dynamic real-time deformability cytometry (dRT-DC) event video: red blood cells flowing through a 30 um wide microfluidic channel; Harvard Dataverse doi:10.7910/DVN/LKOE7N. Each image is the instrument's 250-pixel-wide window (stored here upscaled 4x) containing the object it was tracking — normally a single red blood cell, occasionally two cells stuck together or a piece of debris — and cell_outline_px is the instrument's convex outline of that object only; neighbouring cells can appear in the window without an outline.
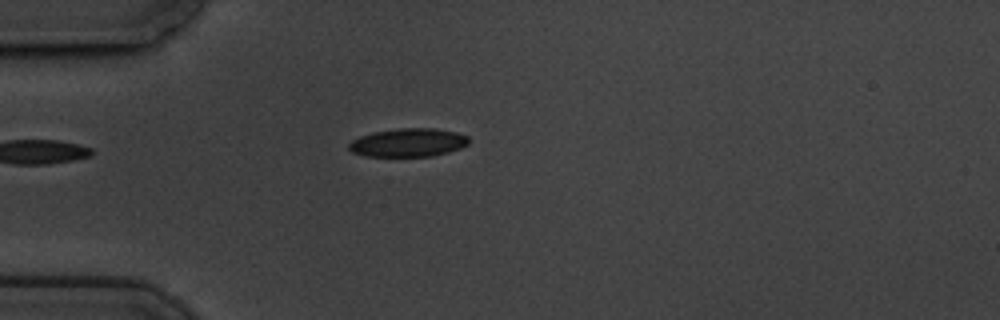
{"species": "common noctule bat (a hibernating species)", "species_latin": "Nyctalus noctula", "temperature_condition": "cold", "stored_images_in_passage": 44, "camera_frame_rate_fps": 3000, "um_per_image_px": 0.085, "animal": {"sex": "male", "body_mass_g": 19.5, "forearm_length_mm": 54.6}, "frame": {"image": 1, "passage_image": 1, "time_ms": 0.0, "image_size_px": [1000, 320], "cell_outline_px": [[468, 144], [460, 148], [448, 152], [432, 156], [364, 156], [352, 152], [348, 148], [348, 144], [352, 140], [360, 136], [372, 132], [400, 128], [432, 128], [456, 132], [468, 136]], "centroid_in_image_um": [34.67, 12.12], "position_along_channel_um": 50.3, "area_um2": 19.83}}
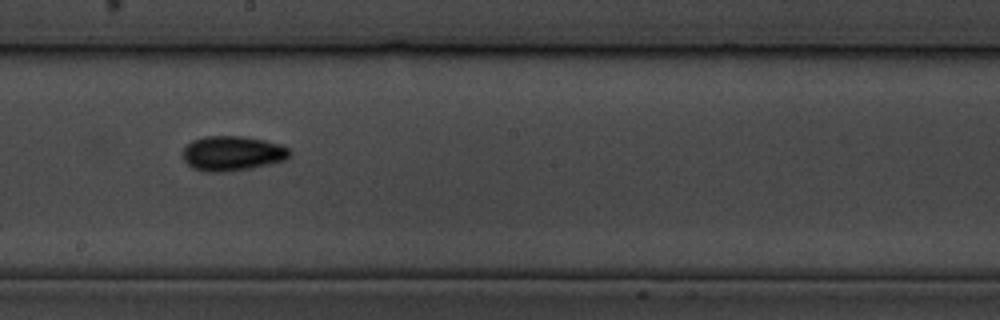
{"frame": {"image": 2, "passage_image": 18, "time_ms": 5.667, "image_size_px": [1000, 320], "cell_outline_px": [[292, 152], [284, 160], [268, 164], [248, 168], [220, 172], [216, 172], [192, 168], [184, 160], [184, 148], [192, 140], [204, 136], [244, 136], [264, 140], [280, 144], [288, 148]], "centroid_in_image_um": [19.75, 13.01], "position_along_channel_um": 228.4, "area_um2": 21.33}}
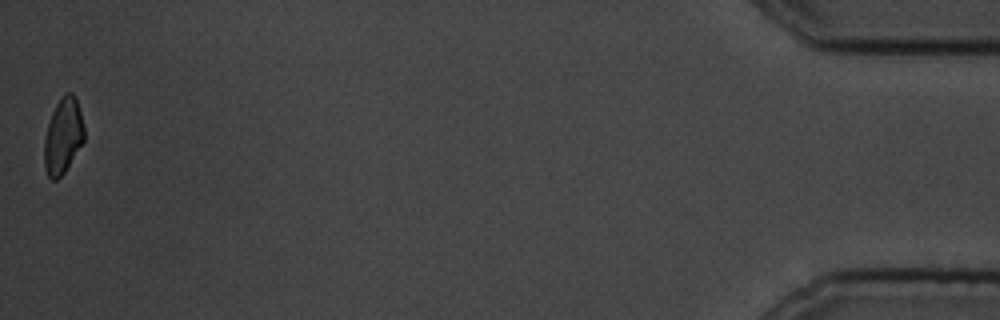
{"frame": {"image": 3, "passage_image": 44, "time_ms": 14.333, "image_size_px": [1000, 320], "cell_outline_px": [[84, 140], [64, 172], [56, 180], [52, 180], [48, 176], [44, 168], [44, 140], [48, 124], [52, 112], [60, 96], [64, 92], [72, 92], [76, 96], [84, 124]], "centroid_in_image_um": [5.36, 11.51], "position_along_channel_um": 429.8, "area_um2": 17.69}, "authors_computed_cell_mechanics": {"area_um2": 19.2763, "velocity_mm_per_s": 3.3693, "shape_relaxation_time_tau1_ms": 3.657, "shape_relaxation_time_tau2_ms": 6.9344, "deformation_change_tau1": 0.091, "deformation_change_tau2": 0.0936}}